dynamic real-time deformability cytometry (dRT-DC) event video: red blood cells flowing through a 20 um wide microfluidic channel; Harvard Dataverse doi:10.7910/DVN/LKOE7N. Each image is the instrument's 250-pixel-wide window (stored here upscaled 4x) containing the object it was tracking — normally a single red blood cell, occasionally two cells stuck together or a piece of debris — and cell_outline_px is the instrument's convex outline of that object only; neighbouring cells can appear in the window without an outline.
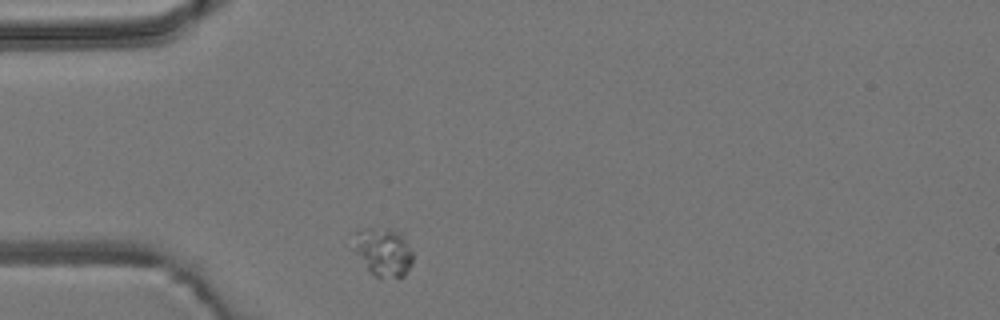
{"species": "common noctule bat (a hibernating species)", "species_latin": "Nyctalus noctula", "temperature_condition": "room temperature", "stored_images_in_passage": 1, "camera_frame_rate_fps": 3000, "um_per_image_px": 0.085, "animal": {"sex": "male", "body_mass_g": 19.2, "forearm_length_mm": 51.8}, "frame": {"image": 1, "passage_image": 1, "time_ms": 0.0, "image_size_px": [1000, 320], "cell_outline_px": [[412, 264], [404, 276], [376, 276], [368, 268], [356, 252], [356, 232], [360, 228], [388, 228], [400, 232], [404, 236], [412, 252]], "centroid_in_image_um": [32.64, 21.37], "position_along_channel_um": 52.4, "area_um2": 16.13}}